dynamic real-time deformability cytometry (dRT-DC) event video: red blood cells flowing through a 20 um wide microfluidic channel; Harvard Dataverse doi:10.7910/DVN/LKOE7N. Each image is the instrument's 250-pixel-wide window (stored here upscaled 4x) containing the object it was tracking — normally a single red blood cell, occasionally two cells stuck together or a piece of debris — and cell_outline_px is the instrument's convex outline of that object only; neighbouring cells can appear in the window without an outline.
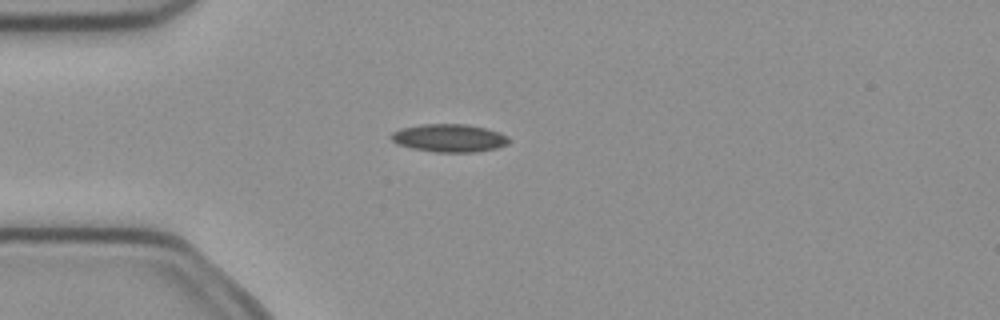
{"species": "common noctule bat (a hibernating species)", "species_latin": "Nyctalus noctula", "temperature_condition": "cold", "stored_images_in_passage": 3, "camera_frame_rate_fps": 3000, "um_per_image_px": 0.085, "animal": {"sex": "female", "body_mass_g": 21.9}, "frame": {"image": 1, "passage_image": 3, "time_ms": 0.667, "image_size_px": [1000, 320], "cell_outline_px": [[512, 140], [508, 144], [496, 148], [476, 152], [436, 152], [412, 148], [396, 144], [388, 136], [392, 132], [400, 128], [420, 124], [468, 124], [500, 132], [508, 136]], "centroid_in_image_um": [38.18, 11.73], "position_along_channel_um": 46.8, "area_um2": 19.42}}